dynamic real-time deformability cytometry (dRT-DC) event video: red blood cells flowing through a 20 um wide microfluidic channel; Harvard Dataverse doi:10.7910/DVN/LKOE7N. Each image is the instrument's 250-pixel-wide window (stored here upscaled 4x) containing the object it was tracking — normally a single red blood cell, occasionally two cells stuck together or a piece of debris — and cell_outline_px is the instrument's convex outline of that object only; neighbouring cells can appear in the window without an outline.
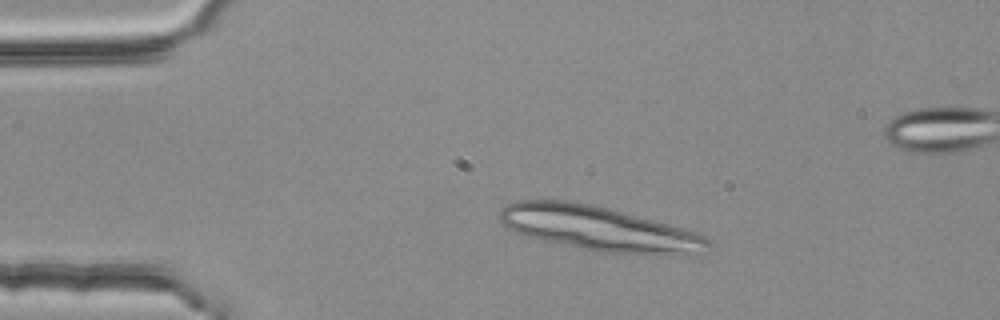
{"species": "common noctule bat (a hibernating species)", "species_latin": "Nyctalus noctula", "temperature_condition": "room temperature", "stored_images_in_passage": 4, "camera_frame_rate_fps": 3000, "um_per_image_px": 0.085, "animal": {"sex": "female", "body_mass_g": 25.1}, "frame": {"image": 1, "passage_image": 2, "time_ms": 0.333, "image_size_px": [1000, 320], "cell_outline_px": [[712, 248], [704, 252], [684, 256], [676, 256], [600, 252], [540, 240], [524, 236], [508, 228], [500, 220], [500, 208], [516, 200], [568, 200], [608, 208], [668, 224], [696, 232], [704, 236], [712, 244]], "centroid_in_image_um": [50.95, 19.45], "position_along_channel_um": 34.0, "area_um2": 54.51}}